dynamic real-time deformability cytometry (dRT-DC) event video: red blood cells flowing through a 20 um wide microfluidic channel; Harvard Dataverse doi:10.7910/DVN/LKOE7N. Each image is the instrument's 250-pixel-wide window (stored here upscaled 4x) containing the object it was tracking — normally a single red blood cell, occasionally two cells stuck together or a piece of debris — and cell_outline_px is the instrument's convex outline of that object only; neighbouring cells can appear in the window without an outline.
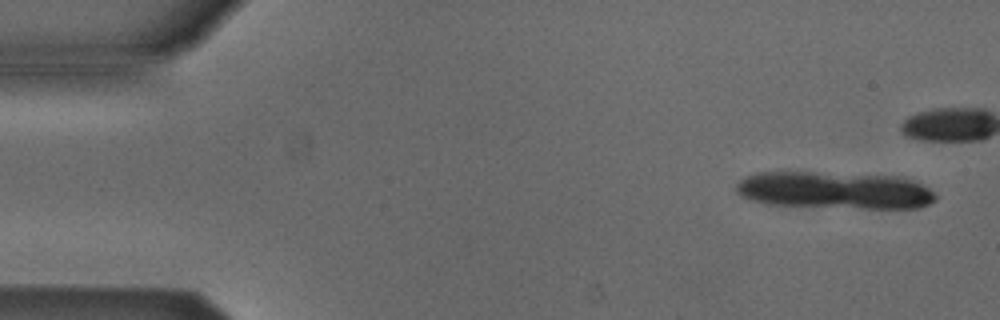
{"species": "Egyptian fruit bat (a non-hibernating species)", "species_latin": "Rousettus aegyptiacus", "temperature_condition": "cold", "stored_images_in_passage": 6, "camera_frame_rate_fps": 3000, "um_per_image_px": 0.085, "animal": {"sex": "male"}, "frame": {"image": 1, "passage_image": 1, "time_ms": 0.0, "image_size_px": [1000, 320], "cell_outline_px": [[936, 200], [928, 204], [916, 208], [864, 208], [768, 204], [752, 200], [736, 192], [736, 184], [744, 176], [756, 172], [812, 172], [896, 176], [912, 180], [928, 188], [936, 196]], "centroid_in_image_um": [70.92, 16.16], "position_along_channel_um": 14.1, "area_um2": 42.95}}